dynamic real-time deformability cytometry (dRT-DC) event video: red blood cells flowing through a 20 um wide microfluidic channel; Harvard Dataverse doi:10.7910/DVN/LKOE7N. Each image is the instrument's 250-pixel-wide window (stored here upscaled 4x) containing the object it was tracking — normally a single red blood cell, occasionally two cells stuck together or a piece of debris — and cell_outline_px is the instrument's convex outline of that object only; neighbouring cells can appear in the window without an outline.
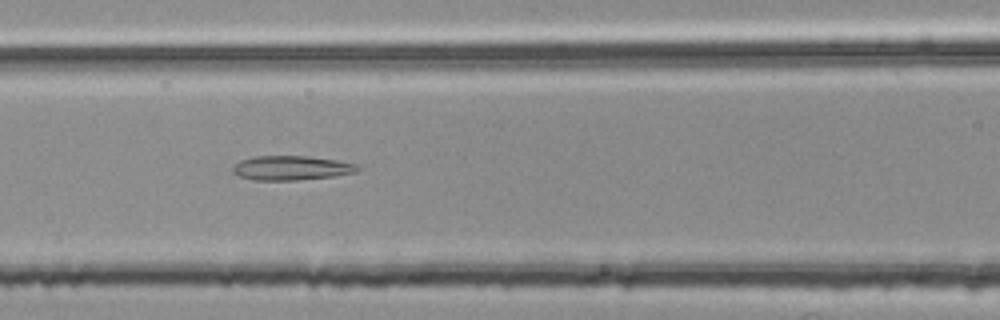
{"species": "common noctule bat (a hibernating species)", "species_latin": "Nyctalus noctula", "temperature_condition": "room temperature", "stored_images_in_passage": 53, "segment_of_instrument_passage": [2, 2], "camera_frame_rate_fps": 3000, "um_per_image_px": 0.085, "animal": {"sex": "female", "body_mass_g": 25.1}, "frame": {"image": 1, "passage_image": 22, "time_ms": 7.0, "image_size_px": [1000, 320], "cell_outline_px": [[360, 168], [356, 172], [336, 176], [296, 180], [252, 180], [240, 176], [232, 172], [232, 168], [240, 160], [256, 156], [312, 156], [340, 160], [356, 164]], "centroid_in_image_um": [24.8, 14.27], "position_along_channel_um": 141.8, "area_um2": 17.86}}
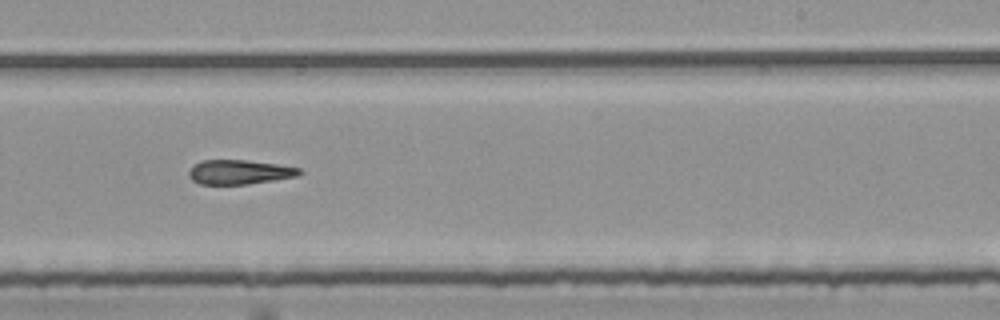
{"frame": {"image": 2, "passage_image": 32, "time_ms": 10.333, "image_size_px": [1000, 320], "cell_outline_px": [[304, 172], [296, 176], [248, 184], [200, 184], [192, 180], [188, 176], [188, 172], [192, 164], [200, 160], [248, 160], [276, 164], [300, 168]], "centroid_in_image_um": [20.3, 14.61], "position_along_channel_um": 268.7, "area_um2": 15.78}}
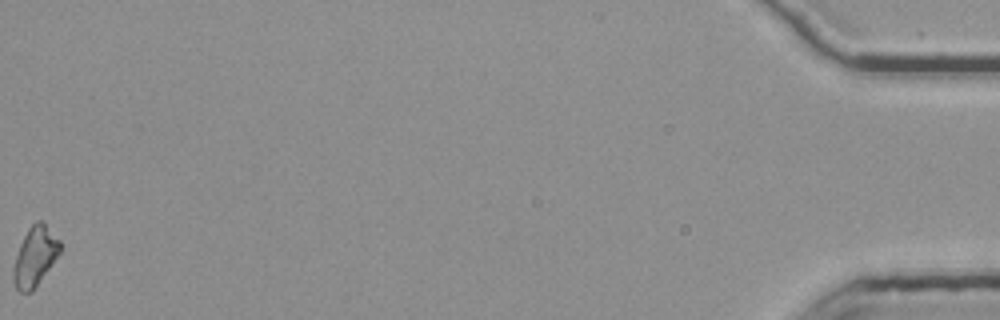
{"frame": {"image": 3, "passage_image": 53, "time_ms": 17.333, "image_size_px": [1000, 320], "cell_outline_px": [[60, 252], [32, 292], [20, 292], [16, 288], [12, 280], [12, 268], [20, 244], [28, 228], [36, 220], [40, 220], [60, 240]], "centroid_in_image_um": [2.94, 21.82], "position_along_channel_um": 432.3, "area_um2": 15.95}}